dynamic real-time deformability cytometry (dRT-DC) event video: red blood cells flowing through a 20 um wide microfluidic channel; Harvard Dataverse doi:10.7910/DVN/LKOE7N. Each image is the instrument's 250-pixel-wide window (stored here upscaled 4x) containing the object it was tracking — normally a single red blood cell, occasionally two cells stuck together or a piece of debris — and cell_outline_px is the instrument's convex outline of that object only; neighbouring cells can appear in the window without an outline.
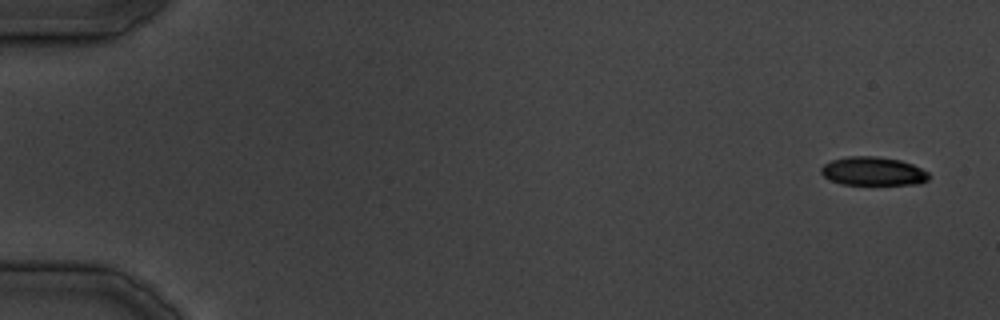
{"species": "common noctule bat (a hibernating species)", "species_latin": "Nyctalus noctula", "temperature_condition": "cold", "stored_images_in_passage": 35, "camera_frame_rate_fps": 3000, "um_per_image_px": 0.085, "animal": {"sex": "male", "body_mass_g": 19.5, "forearm_length_mm": 54.6}, "frame": {"image": 1, "passage_image": 1, "time_ms": 0.0, "image_size_px": [1000, 320], "cell_outline_px": [[928, 180], [920, 184], [840, 184], [824, 176], [820, 172], [820, 168], [824, 164], [832, 160], [848, 156], [876, 156], [900, 160], [912, 164], [928, 172]], "centroid_in_image_um": [74.2, 14.55], "position_along_channel_um": 10.8, "area_um2": 17.86}}
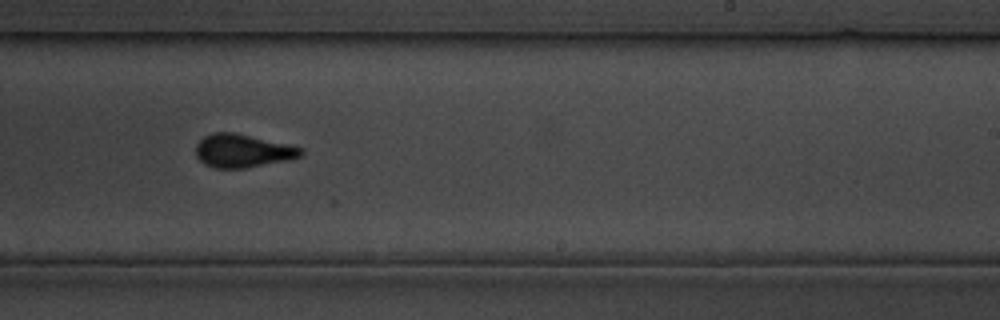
{"frame": {"image": 2, "passage_image": 23, "time_ms": 27.333, "image_size_px": [1000, 320], "cell_outline_px": [[304, 156], [288, 160], [244, 168], [216, 168], [204, 164], [196, 156], [196, 144], [204, 136], [212, 132], [232, 132], [288, 144], [304, 148]], "centroid_in_image_um": [20.64, 12.82], "position_along_channel_um": 268.4, "area_um2": 20.4}}
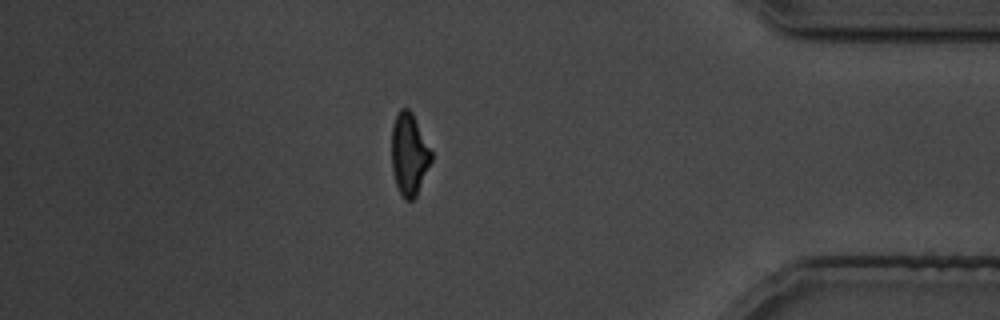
{"frame": {"image": 3, "passage_image": 32, "time_ms": 38.333, "image_size_px": [1000, 320], "cell_outline_px": [[432, 160], [416, 196], [412, 200], [404, 200], [396, 184], [392, 168], [392, 124], [400, 108], [408, 108], [412, 112], [432, 152]], "centroid_in_image_um": [34.78, 13.1], "position_along_channel_um": 400.4, "area_um2": 18.84}}